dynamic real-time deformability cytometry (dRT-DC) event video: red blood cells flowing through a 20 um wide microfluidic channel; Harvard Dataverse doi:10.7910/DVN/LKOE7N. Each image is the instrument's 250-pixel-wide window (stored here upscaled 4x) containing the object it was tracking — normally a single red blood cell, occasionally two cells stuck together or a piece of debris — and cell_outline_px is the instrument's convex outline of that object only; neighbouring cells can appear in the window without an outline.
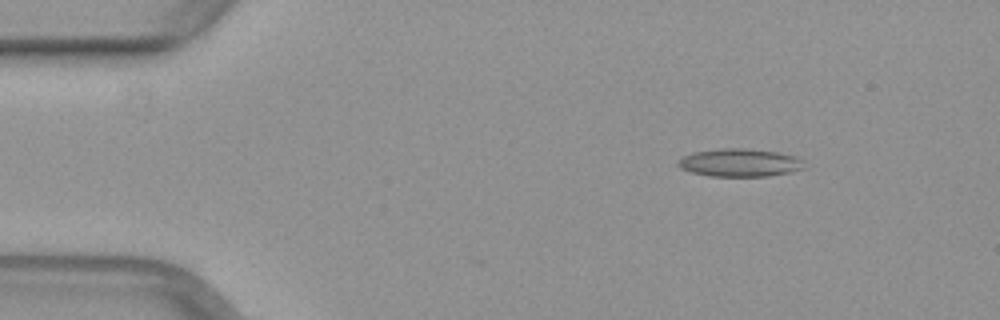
{"species": "common noctule bat (a hibernating species)", "species_latin": "Nyctalus noctula", "temperature_condition": "warm", "stored_images_in_passage": 38, "camera_frame_rate_fps": 3000, "um_per_image_px": 0.085, "animal": {"sex": "female", "body_mass_g": 29.2, "forearm_length_mm": 56.3}, "frame": {"image": 1, "passage_image": 1, "time_ms": 0.0, "image_size_px": [1000, 320], "cell_outline_px": [[804, 168], [792, 172], [768, 176], [708, 176], [692, 172], [680, 168], [676, 164], [680, 156], [692, 152], [720, 148], [748, 148], [776, 152], [792, 156], [804, 160]], "centroid_in_image_um": [62.83, 13.82], "position_along_channel_um": 22.2, "area_um2": 20.75}}
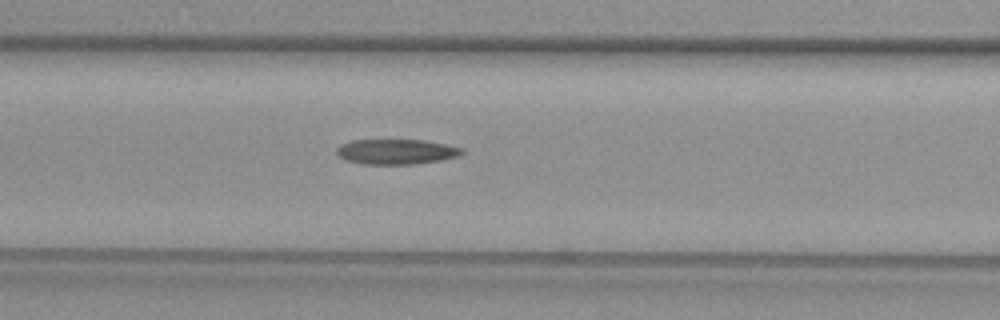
{"frame": {"image": 2, "passage_image": 15, "time_ms": 4.667, "image_size_px": [1000, 320], "cell_outline_px": [[464, 152], [460, 156], [440, 160], [412, 164], [364, 164], [348, 160], [340, 156], [336, 152], [336, 148], [340, 144], [352, 140], [424, 140], [448, 144], [464, 148]], "centroid_in_image_um": [33.73, 12.88], "position_along_channel_um": 132.9, "area_um2": 18.38}}
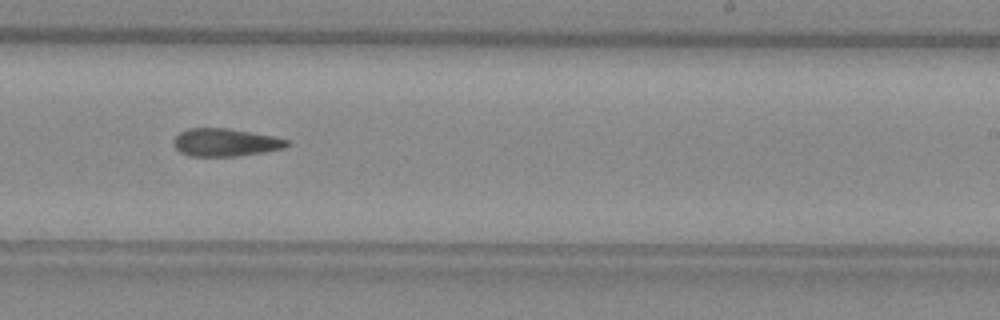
{"frame": {"image": 3, "passage_image": 25, "time_ms": 8.0, "image_size_px": [1000, 320], "cell_outline_px": [[292, 144], [284, 148], [264, 152], [236, 156], [192, 156], [180, 152], [172, 144], [172, 140], [180, 132], [188, 128], [228, 128], [272, 136], [288, 140]], "centroid_in_image_um": [19.14, 12.1], "position_along_channel_um": 269.9, "area_um2": 18.38}}